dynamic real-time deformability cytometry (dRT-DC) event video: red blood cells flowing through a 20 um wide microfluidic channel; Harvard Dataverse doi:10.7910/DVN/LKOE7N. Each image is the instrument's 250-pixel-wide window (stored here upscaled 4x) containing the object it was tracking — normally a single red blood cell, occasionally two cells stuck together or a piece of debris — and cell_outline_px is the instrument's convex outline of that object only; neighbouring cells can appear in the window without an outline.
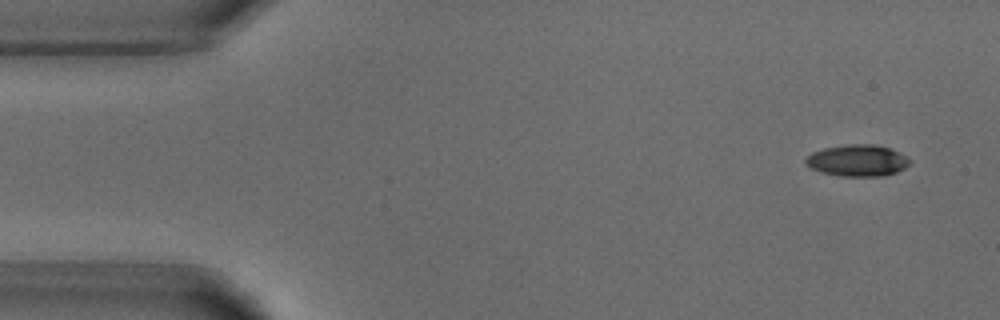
{"species": "common noctule bat (a hibernating species)", "species_latin": "Nyctalus noctula", "temperature_condition": "warm", "stored_images_in_passage": 3, "camera_frame_rate_fps": 3000, "um_per_image_px": 0.085, "animal": {"sex": "male", "body_mass_g": 18.8}, "frame": {"image": 1, "passage_image": 1, "time_ms": 0.0, "image_size_px": [1000, 320], "cell_outline_px": [[912, 160], [904, 168], [896, 172], [884, 176], [840, 176], [820, 172], [808, 168], [804, 164], [804, 160], [812, 152], [824, 148], [848, 144], [876, 144], [900, 152], [908, 156]], "centroid_in_image_um": [72.87, 13.64], "position_along_channel_um": 12.1, "area_um2": 19.42}}
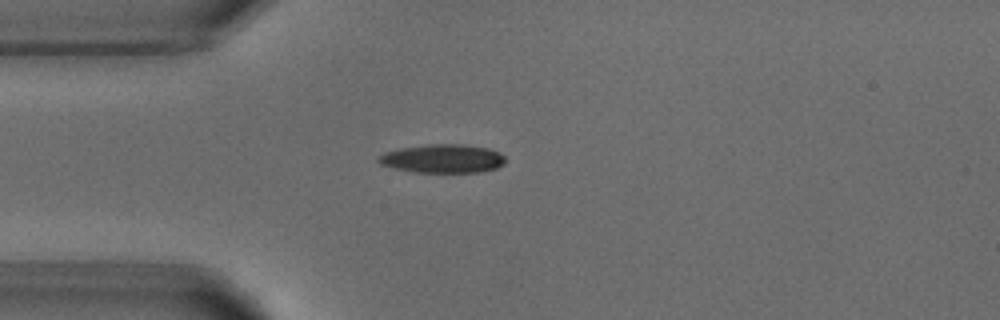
{"frame": {"image": 2, "passage_image": 3, "time_ms": 3.333, "image_size_px": [1000, 320], "cell_outline_px": [[508, 160], [504, 164], [496, 168], [480, 172], [412, 172], [380, 164], [376, 160], [384, 152], [400, 148], [428, 144], [464, 144], [488, 148], [500, 152]], "centroid_in_image_um": [37.67, 13.47], "position_along_channel_um": 47.3, "area_um2": 21.27}}